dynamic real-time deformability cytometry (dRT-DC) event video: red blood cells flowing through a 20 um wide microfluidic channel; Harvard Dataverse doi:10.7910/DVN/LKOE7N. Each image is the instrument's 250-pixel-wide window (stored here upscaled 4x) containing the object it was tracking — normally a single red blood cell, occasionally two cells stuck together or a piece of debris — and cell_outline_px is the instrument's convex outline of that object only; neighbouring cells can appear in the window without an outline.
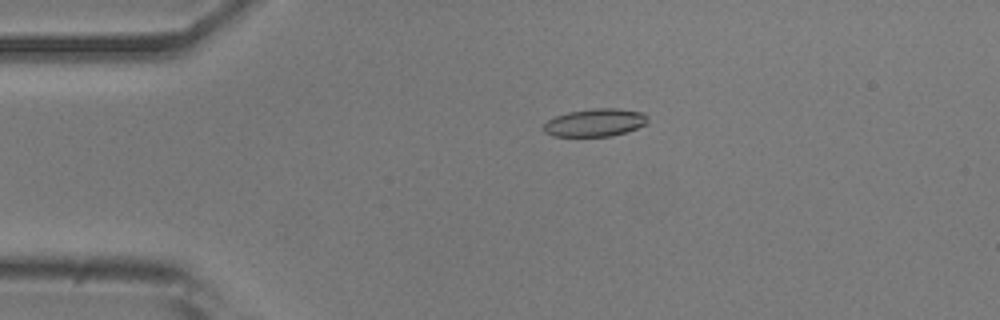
{"species": "common noctule bat (a hibernating species)", "species_latin": "Nyctalus noctula", "temperature_condition": "room temperature", "stored_images_in_passage": 53, "camera_frame_rate_fps": 3000, "um_per_image_px": 0.085, "animal": {"sex": "male", "body_mass_g": 20.5, "forearm_length_mm": 52.5}, "frame": {"image": 1, "passage_image": 11, "time_ms": 3.333, "image_size_px": [1000, 320], "cell_outline_px": [[648, 124], [612, 136], [552, 136], [544, 132], [540, 128], [548, 120], [556, 116], [568, 112], [592, 108], [616, 108], [644, 112], [648, 116]], "centroid_in_image_um": [50.58, 10.41], "position_along_channel_um": 34.4, "area_um2": 17.05}}
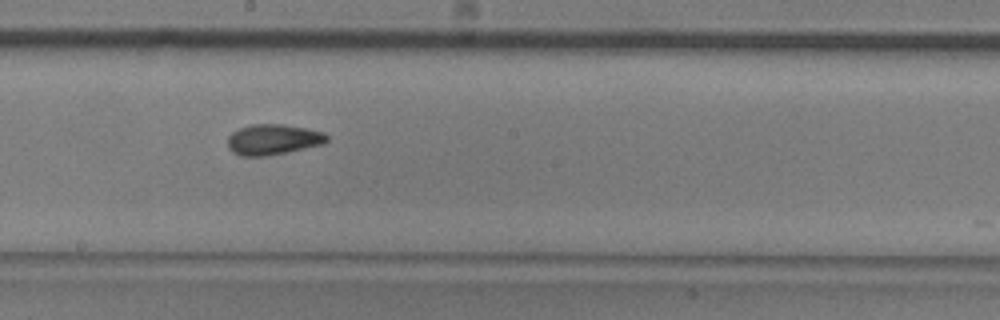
{"frame": {"image": 2, "passage_image": 29, "time_ms": 9.333, "image_size_px": [1000, 320], "cell_outline_px": [[328, 140], [324, 144], [288, 152], [264, 156], [240, 156], [232, 152], [228, 148], [228, 136], [232, 132], [240, 128], [252, 124], [284, 124], [324, 132], [328, 136]], "centroid_in_image_um": [23.21, 11.86], "position_along_channel_um": 225.0, "area_um2": 17.74}}
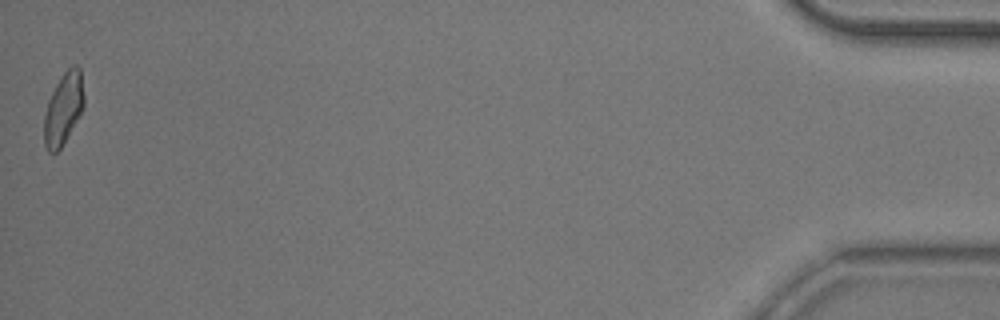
{"frame": {"image": 3, "passage_image": 53, "time_ms": 17.333, "image_size_px": [1000, 320], "cell_outline_px": [[84, 108], [60, 148], [56, 152], [48, 152], [44, 144], [44, 116], [48, 100], [56, 84], [64, 72], [72, 64], [76, 64], [80, 68], [84, 96]], "centroid_in_image_um": [5.39, 9.21], "position_along_channel_um": 429.8, "area_um2": 16.59}, "authors_computed_cell_mechanics": {"area_um2": 16.9932, "velocity_mm_per_s": 3.7808, "shape_relaxation_time_tau1_ms": 8.8815, "shape_relaxation_time_tau2_ms": 3.1423, "deformation_change_tau1": 0.2244, "deformation_change_tau2": 0.0922}}